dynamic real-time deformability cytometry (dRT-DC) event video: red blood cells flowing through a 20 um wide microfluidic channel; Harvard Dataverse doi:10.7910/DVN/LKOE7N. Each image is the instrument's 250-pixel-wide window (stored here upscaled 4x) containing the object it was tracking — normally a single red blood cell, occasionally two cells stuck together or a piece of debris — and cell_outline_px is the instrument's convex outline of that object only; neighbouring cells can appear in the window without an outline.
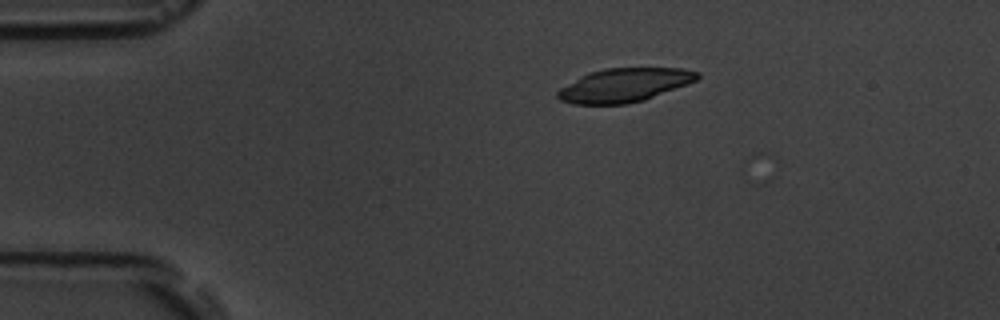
{"species": "common noctule bat (a hibernating species)", "species_latin": "Nyctalus noctula", "temperature_condition": "room temperature", "stored_images_in_passage": 4, "camera_frame_rate_fps": 3000, "um_per_image_px": 0.085, "animal": {"sex": "male", "body_mass_g": 19.5, "forearm_length_mm": 54.6}, "frame": {"image": 1, "passage_image": 3, "time_ms": 3.0, "image_size_px": [1000, 320], "cell_outline_px": [[700, 76], [696, 80], [644, 100], [628, 104], [572, 104], [560, 100], [556, 96], [556, 92], [560, 88], [580, 76], [588, 72], [604, 68], [680, 68], [700, 72]], "centroid_in_image_um": [53.02, 7.23], "position_along_channel_um": 32.0, "area_um2": 27.34}}